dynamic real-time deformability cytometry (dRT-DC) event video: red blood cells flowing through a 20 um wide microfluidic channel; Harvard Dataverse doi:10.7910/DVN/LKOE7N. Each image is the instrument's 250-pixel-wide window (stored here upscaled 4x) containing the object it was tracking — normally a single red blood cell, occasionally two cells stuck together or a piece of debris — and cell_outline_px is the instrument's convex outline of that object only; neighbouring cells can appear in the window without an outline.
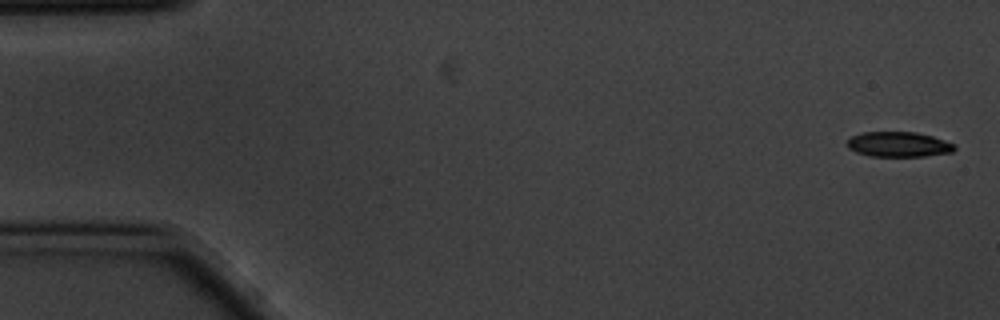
{"species": "common noctule bat (a hibernating species)", "species_latin": "Nyctalus noctula", "temperature_condition": "cold", "stored_images_in_passage": 5, "camera_frame_rate_fps": 3000, "um_per_image_px": 0.085, "animal": {"sex": "male", "body_mass_g": 20.1, "forearm_length_mm": 53.5}, "frame": {"image": 1, "passage_image": 1, "time_ms": 0.0, "image_size_px": [1000, 320], "cell_outline_px": [[956, 148], [952, 152], [924, 156], [872, 156], [856, 152], [848, 148], [848, 140], [852, 136], [860, 132], [916, 132], [932, 136], [956, 144]], "centroid_in_image_um": [76.39, 12.26], "position_along_channel_um": 8.6, "area_um2": 15.66}}
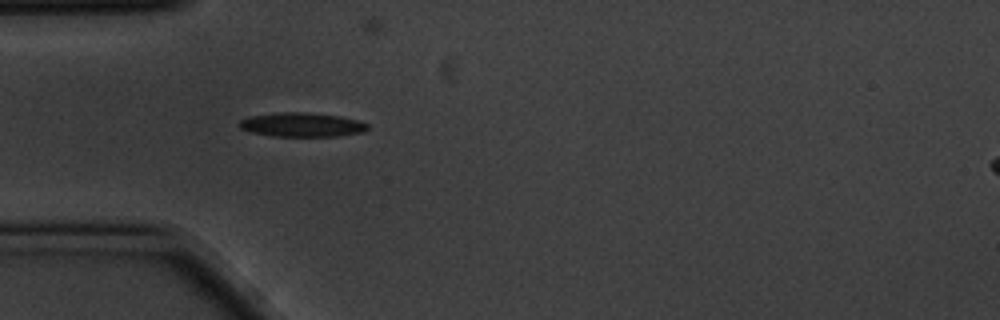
{"frame": {"image": 2, "passage_image": 5, "time_ms": 1.333, "image_size_px": [1000, 320], "cell_outline_px": [[368, 128], [364, 132], [340, 136], [272, 136], [252, 132], [240, 128], [236, 124], [240, 120], [248, 116], [280, 112], [304, 112], [340, 116], [356, 120], [368, 124]], "centroid_in_image_um": [25.63, 10.6], "position_along_channel_um": 59.4, "area_um2": 18.09}}